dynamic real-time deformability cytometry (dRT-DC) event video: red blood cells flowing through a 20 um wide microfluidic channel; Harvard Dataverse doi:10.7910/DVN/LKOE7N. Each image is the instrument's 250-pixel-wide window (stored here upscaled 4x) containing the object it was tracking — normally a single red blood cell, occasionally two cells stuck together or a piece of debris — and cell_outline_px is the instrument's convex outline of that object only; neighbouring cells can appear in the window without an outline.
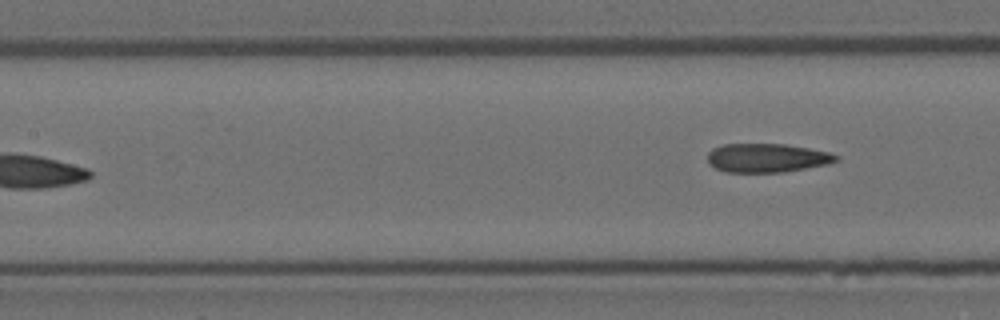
{"species": "Egyptian fruit bat (a non-hibernating species)", "species_latin": "Rousettus aegyptiacus", "temperature_condition": "room temperature", "stored_images_in_passage": 6, "camera_frame_rate_fps": 3000, "um_per_image_px": 0.085, "animal": {"sex": "female"}, "frame": {"image": 1, "passage_image": 6, "time_ms": 1.667, "image_size_px": [1000, 320], "cell_outline_px": [[840, 160], [828, 164], [784, 172], [724, 172], [708, 164], [708, 152], [712, 148], [724, 144], [784, 144], [808, 148], [828, 152], [840, 156]], "centroid_in_image_um": [65.19, 13.42], "position_along_channel_um": 142.2, "area_um2": 21.68}}